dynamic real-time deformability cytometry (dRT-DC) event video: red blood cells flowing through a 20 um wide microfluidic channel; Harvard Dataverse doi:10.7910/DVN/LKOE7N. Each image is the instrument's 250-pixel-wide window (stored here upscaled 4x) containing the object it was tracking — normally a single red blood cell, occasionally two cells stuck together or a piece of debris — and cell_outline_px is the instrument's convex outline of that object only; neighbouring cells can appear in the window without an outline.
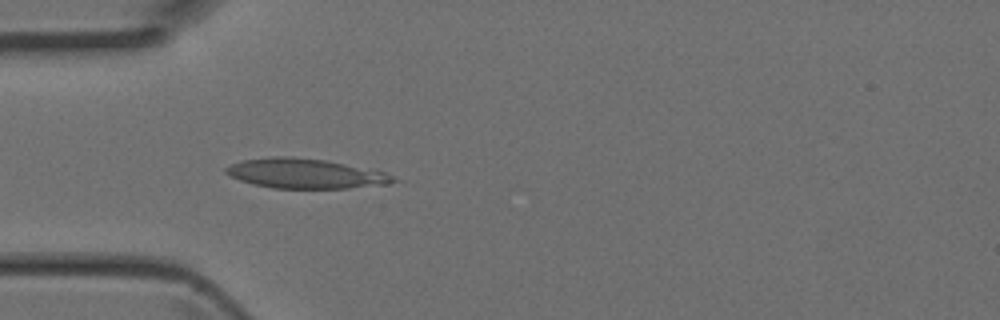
{"species": "Egyptian fruit bat (a non-hibernating species)", "species_latin": "Rousettus aegyptiacus", "temperature_condition": "room temperature", "stored_images_in_passage": 5, "camera_frame_rate_fps": 3000, "um_per_image_px": 0.085, "animal": {"sex": "female"}, "frame": {"image": 1, "passage_image": 5, "time_ms": 1.333, "image_size_px": [1000, 320], "cell_outline_px": [[396, 180], [388, 184], [348, 188], [272, 188], [252, 184], [240, 180], [224, 172], [224, 168], [232, 164], [244, 160], [272, 156], [292, 156], [324, 160], [384, 172], [392, 176]], "centroid_in_image_um": [25.9, 14.75], "position_along_channel_um": 59.1, "area_um2": 28.67}}